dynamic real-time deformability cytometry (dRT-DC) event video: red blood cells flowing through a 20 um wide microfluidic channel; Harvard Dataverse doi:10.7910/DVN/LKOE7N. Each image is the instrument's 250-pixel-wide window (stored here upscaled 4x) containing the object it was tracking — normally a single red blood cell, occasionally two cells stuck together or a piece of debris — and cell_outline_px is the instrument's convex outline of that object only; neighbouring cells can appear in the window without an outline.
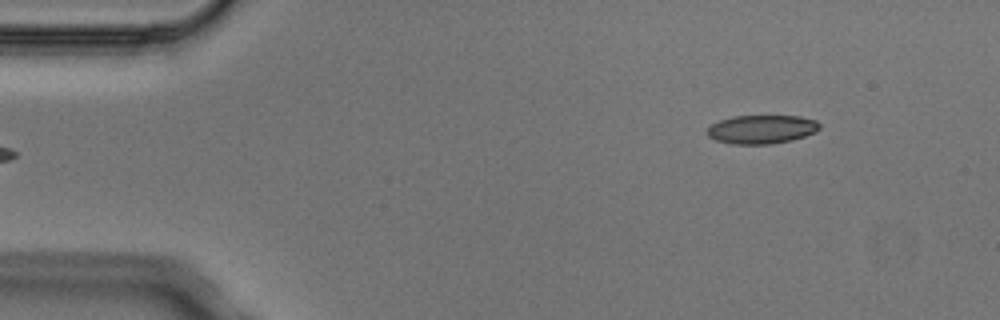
{"species": "Egyptian fruit bat (a non-hibernating species)", "species_latin": "Rousettus aegyptiacus", "temperature_condition": "cold", "stored_images_in_passage": 5, "segment_of_instrument_passage": [2, 2], "camera_frame_rate_fps": 3000, "um_per_image_px": 0.085, "animal": {"sex": "male"}, "frame": {"image": 1, "passage_image": 5, "time_ms": 1.333, "image_size_px": [1000, 320], "cell_outline_px": [[820, 128], [816, 132], [792, 140], [772, 144], [732, 144], [716, 140], [708, 136], [708, 128], [712, 124], [720, 120], [732, 116], [800, 116], [816, 120], [820, 124]], "centroid_in_image_um": [64.76, 10.99], "position_along_channel_um": 20.2, "area_um2": 18.79}}